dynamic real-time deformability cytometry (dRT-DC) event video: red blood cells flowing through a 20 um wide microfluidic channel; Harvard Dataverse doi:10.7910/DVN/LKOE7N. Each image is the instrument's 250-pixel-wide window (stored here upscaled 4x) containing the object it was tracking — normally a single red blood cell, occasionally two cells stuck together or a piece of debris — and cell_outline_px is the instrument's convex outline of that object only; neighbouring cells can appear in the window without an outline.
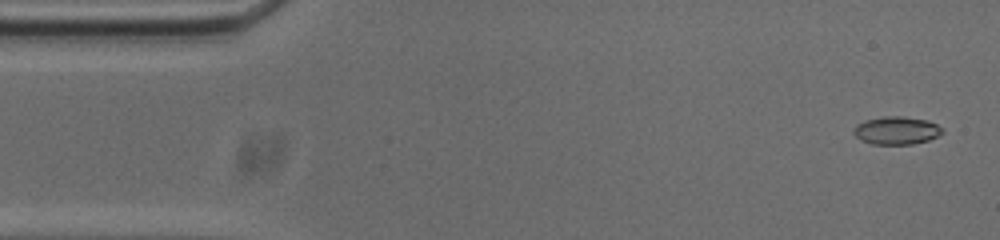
{"species": "common noctule bat (a hibernating species)", "species_latin": "Nyctalus noctula", "temperature_condition": "cold", "stored_images_in_passage": 53, "camera_frame_rate_fps": 3000, "um_per_image_px": 0.085, "animal": {"sex": "male", "body_mass_g": 20.0, "forearm_length_mm": 53.3}, "frame": {"image": 1, "passage_image": 2, "time_ms": 0.333, "image_size_px": [1000, 240], "cell_outline_px": [[944, 132], [928, 140], [912, 144], [872, 144], [860, 140], [852, 132], [856, 124], [864, 120], [884, 116], [900, 116], [928, 120], [944, 128]], "centroid_in_image_um": [76.19, 11.08], "position_along_channel_um": 8.8, "area_um2": 14.51}}
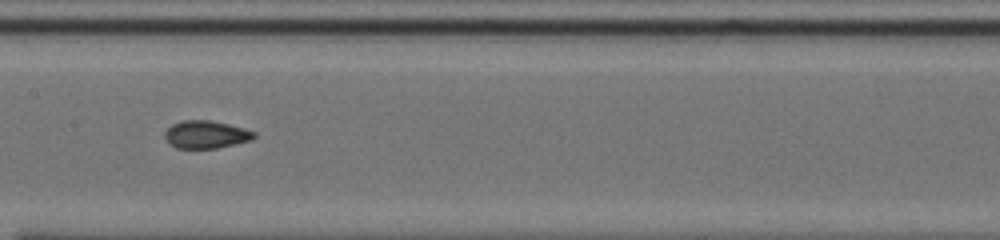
{"frame": {"image": 2, "passage_image": 25, "time_ms": 8.0, "image_size_px": [1000, 240], "cell_outline_px": [[256, 136], [252, 140], [216, 148], [176, 148], [168, 144], [164, 136], [164, 132], [172, 124], [180, 120], [208, 120], [228, 124], [244, 128], [256, 132]], "centroid_in_image_um": [17.48, 11.43], "position_along_channel_um": 189.9, "area_um2": 14.51}}
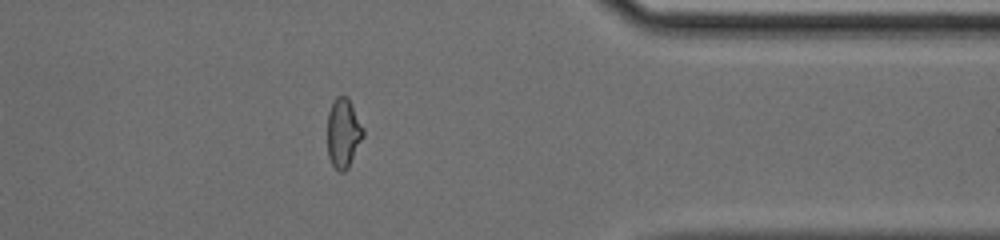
{"frame": {"image": 3, "passage_image": 42, "time_ms": 13.667, "image_size_px": [1000, 240], "cell_outline_px": [[364, 136], [348, 168], [344, 172], [340, 172], [332, 164], [328, 156], [328, 112], [336, 96], [348, 96], [364, 128]], "centroid_in_image_um": [29.2, 11.3], "position_along_channel_um": 382.2, "area_um2": 14.51}, "authors_computed_cell_mechanics": {"area_um2": 14.3344, "velocity_mm_per_s": 3.7573, "shape_relaxation_time_tau1_ms": null, "shape_relaxation_time_tau2_ms": 1.4237, "deformation_change_tau1": null, "deformation_change_tau2": 0.0467}}